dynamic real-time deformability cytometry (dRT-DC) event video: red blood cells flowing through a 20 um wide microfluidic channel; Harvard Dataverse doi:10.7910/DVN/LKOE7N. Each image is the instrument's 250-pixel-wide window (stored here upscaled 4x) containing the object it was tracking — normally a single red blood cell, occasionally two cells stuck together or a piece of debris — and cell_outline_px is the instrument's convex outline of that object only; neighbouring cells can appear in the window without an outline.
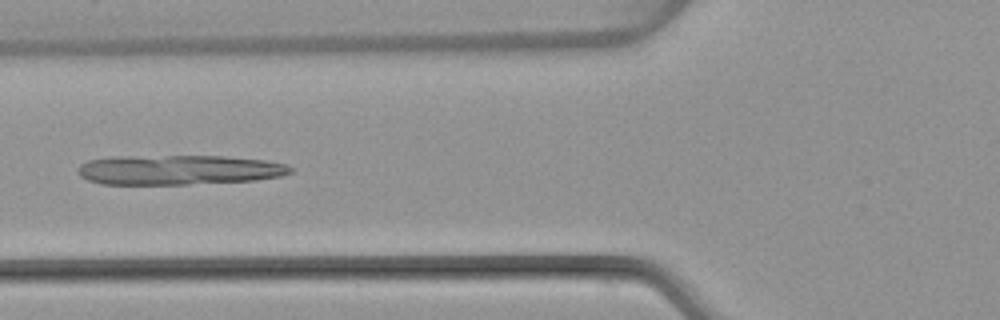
{"species": "common noctule bat (a hibernating species)", "species_latin": "Nyctalus noctula", "temperature_condition": "warm", "stored_images_in_passage": 49, "camera_frame_rate_fps": 3000, "um_per_image_px": 0.085, "animal": {"sex": "female", "body_mass_g": 22.7, "forearm_length_mm": 54.2}, "frame": {"image": 1, "passage_image": 19, "time_ms": 6.0, "image_size_px": [1000, 320], "cell_outline_px": [[292, 172], [280, 176], [256, 180], [188, 184], [100, 184], [88, 180], [80, 176], [76, 172], [80, 164], [88, 160], [112, 156], [224, 156], [268, 160], [284, 164], [292, 168]], "centroid_in_image_um": [15.16, 14.43], "position_along_channel_um": 110.6, "area_um2": 37.05}}
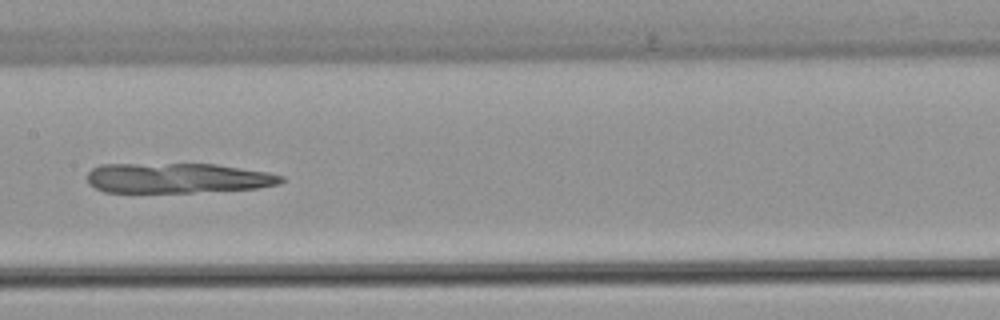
{"frame": {"image": 2, "passage_image": 25, "time_ms": 8.0, "image_size_px": [1000, 320], "cell_outline_px": [[284, 180], [280, 184], [256, 188], [192, 192], [104, 192], [88, 184], [88, 172], [92, 168], [100, 164], [216, 164], [268, 172], [284, 176]], "centroid_in_image_um": [15.08, 15.13], "position_along_channel_um": 192.3, "area_um2": 33.99}}
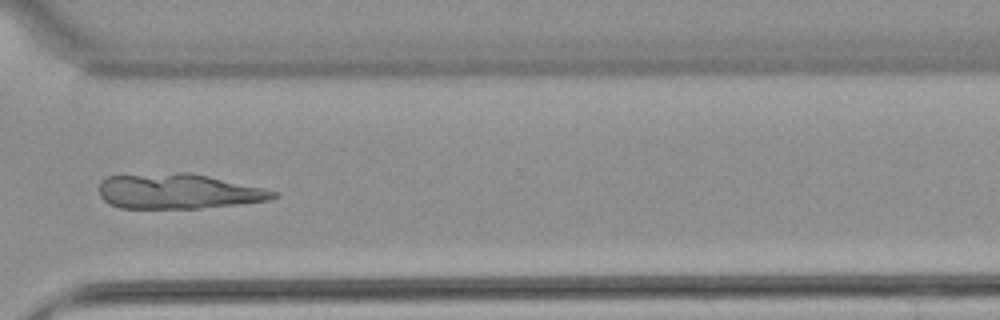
{"frame": {"image": 3, "passage_image": 37, "time_ms": 12.0, "image_size_px": [1000, 320], "cell_outline_px": [[280, 196], [268, 200], [236, 204], [200, 208], [120, 208], [108, 204], [100, 196], [100, 184], [108, 176], [176, 172], [192, 172], [264, 188], [276, 192]], "centroid_in_image_um": [15.16, 16.26], "position_along_channel_um": 355.4, "area_um2": 35.6}}